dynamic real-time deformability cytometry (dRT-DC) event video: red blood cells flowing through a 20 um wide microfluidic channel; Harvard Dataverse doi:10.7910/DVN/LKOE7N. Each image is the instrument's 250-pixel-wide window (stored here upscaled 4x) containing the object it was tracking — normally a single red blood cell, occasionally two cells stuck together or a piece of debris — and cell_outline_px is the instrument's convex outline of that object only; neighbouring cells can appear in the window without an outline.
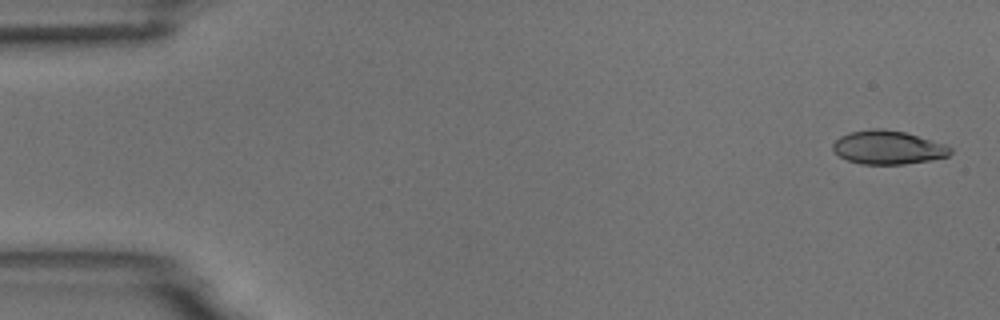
{"species": "common noctule bat (a hibernating species)", "species_latin": "Nyctalus noctula", "temperature_condition": "room temperature", "stored_images_in_passage": 5, "camera_frame_rate_fps": 3000, "um_per_image_px": 0.085, "animal": {"sex": "male", "body_mass_g": 18.8}, "frame": {"image": 1, "passage_image": 1, "time_ms": 0.0, "image_size_px": [1000, 320], "cell_outline_px": [[952, 152], [948, 156], [932, 160], [904, 164], [860, 164], [848, 160], [840, 156], [832, 148], [832, 144], [840, 136], [848, 132], [872, 128], [880, 128], [904, 132], [944, 144], [952, 148]], "centroid_in_image_um": [75.47, 12.53], "position_along_channel_um": 9.5, "area_um2": 22.95}}
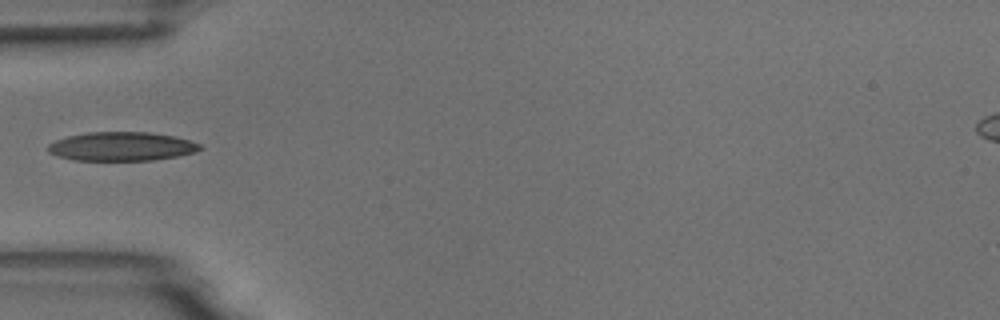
{"frame": {"image": 2, "passage_image": 5, "time_ms": 5.333, "image_size_px": [1000, 320], "cell_outline_px": [[204, 148], [196, 152], [176, 156], [152, 160], [72, 160], [56, 156], [48, 152], [48, 144], [56, 140], [68, 136], [88, 132], [148, 132], [172, 136], [188, 140], [200, 144]], "centroid_in_image_um": [10.31, 12.45], "position_along_channel_um": 74.7, "area_um2": 25.49}}